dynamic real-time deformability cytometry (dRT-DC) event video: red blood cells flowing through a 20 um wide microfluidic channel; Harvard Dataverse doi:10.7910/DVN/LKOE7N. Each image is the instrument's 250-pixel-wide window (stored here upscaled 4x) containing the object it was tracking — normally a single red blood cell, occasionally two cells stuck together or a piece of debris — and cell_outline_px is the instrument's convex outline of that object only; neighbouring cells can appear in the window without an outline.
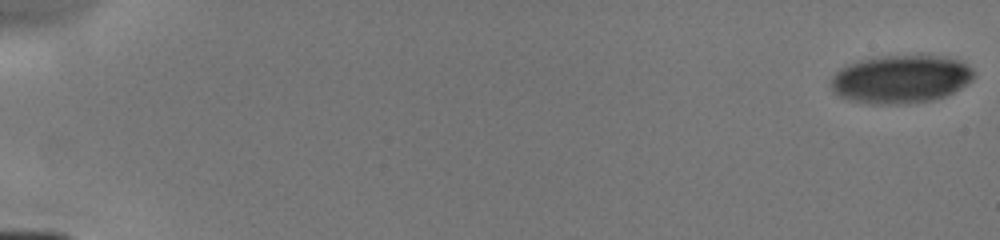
{"species": "human", "species_latin": "Homo sapiens", "temperature_condition": "cold", "stored_images_in_passage": 6, "camera_frame_rate_fps": 3000, "um_per_image_px": 0.085, "donor": {"sex": "male"}, "frame": {"image": 1, "passage_image": 1, "time_ms": 0.0, "image_size_px": [1000, 240], "cell_outline_px": [[976, 76], [972, 80], [960, 88], [936, 100], [908, 104], [868, 104], [848, 100], [832, 92], [832, 76], [840, 68], [848, 64], [860, 60], [880, 56], [944, 56], [960, 60], [972, 68], [976, 72]], "centroid_in_image_um": [76.58, 6.74], "position_along_channel_um": 8.4, "area_um2": 40.46}}